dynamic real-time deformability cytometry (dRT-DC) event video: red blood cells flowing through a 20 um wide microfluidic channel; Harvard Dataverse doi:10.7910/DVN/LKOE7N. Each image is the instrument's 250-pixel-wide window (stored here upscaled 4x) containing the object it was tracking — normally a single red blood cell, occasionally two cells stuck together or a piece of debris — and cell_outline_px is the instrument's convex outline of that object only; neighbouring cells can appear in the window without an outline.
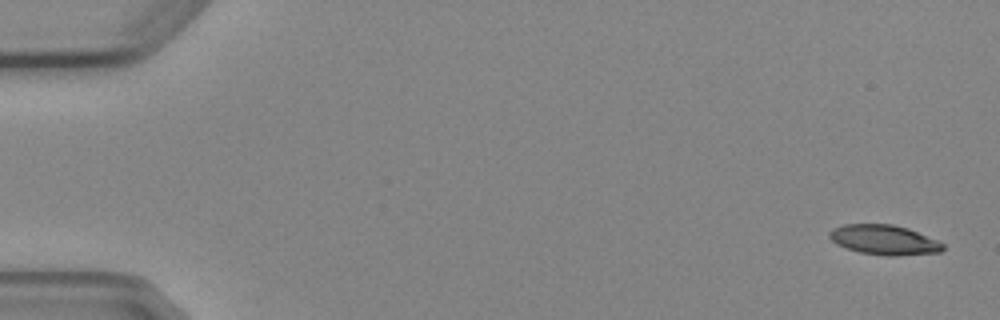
{"species": "Egyptian fruit bat (a non-hibernating species)", "species_latin": "Rousettus aegyptiacus", "temperature_condition": "cold", "stored_images_in_passage": 5, "segment_of_instrument_passage": [1, 2], "camera_frame_rate_fps": 3000, "um_per_image_px": 0.085, "animal": {"sex": "female"}, "frame": {"image": 1, "passage_image": 1, "time_ms": 0.0, "image_size_px": [1000, 320], "cell_outline_px": [[944, 248], [940, 252], [896, 256], [888, 256], [860, 252], [836, 244], [828, 236], [828, 232], [832, 228], [844, 224], [892, 224], [908, 228], [940, 240], [944, 244]], "centroid_in_image_um": [75.17, 20.38], "position_along_channel_um": 9.8, "area_um2": 19.88}}
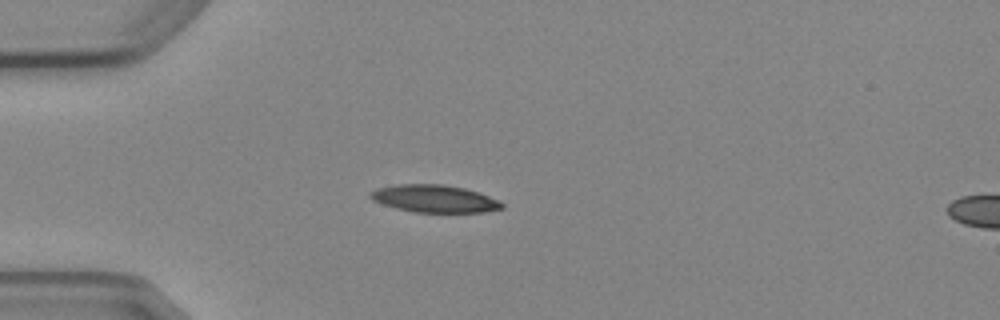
{"frame": {"image": 2, "passage_image": 4, "time_ms": 4.333, "image_size_px": [1000, 320], "cell_outline_px": [[504, 208], [484, 212], [416, 212], [396, 208], [372, 200], [368, 196], [368, 192], [376, 188], [396, 184], [444, 184], [464, 188], [500, 200], [504, 204]], "centroid_in_image_um": [36.91, 16.88], "position_along_channel_um": 48.1, "area_um2": 21.1}}